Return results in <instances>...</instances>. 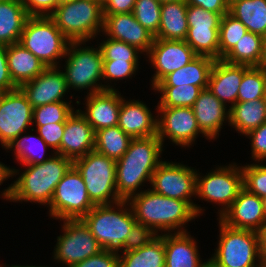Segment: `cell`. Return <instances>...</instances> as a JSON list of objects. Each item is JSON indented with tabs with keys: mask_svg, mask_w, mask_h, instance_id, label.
<instances>
[{
	"mask_svg": "<svg viewBox=\"0 0 266 267\" xmlns=\"http://www.w3.org/2000/svg\"><path fill=\"white\" fill-rule=\"evenodd\" d=\"M51 155L43 163L22 165L25 170L21 173L19 169L11 167V178H16V175L19 177L1 192L2 198L10 202H34L49 206L57 184L73 165L69 158L57 153Z\"/></svg>",
	"mask_w": 266,
	"mask_h": 267,
	"instance_id": "cell-1",
	"label": "cell"
},
{
	"mask_svg": "<svg viewBox=\"0 0 266 267\" xmlns=\"http://www.w3.org/2000/svg\"><path fill=\"white\" fill-rule=\"evenodd\" d=\"M127 201L136 221L149 227L156 235H160V232L161 235L163 232H188L185 226L198 217L187 201L165 197L150 188L131 196Z\"/></svg>",
	"mask_w": 266,
	"mask_h": 267,
	"instance_id": "cell-2",
	"label": "cell"
},
{
	"mask_svg": "<svg viewBox=\"0 0 266 267\" xmlns=\"http://www.w3.org/2000/svg\"><path fill=\"white\" fill-rule=\"evenodd\" d=\"M163 144L158 136L133 138L128 150L116 161V189L122 200L140 193L162 162ZM139 189V190H138Z\"/></svg>",
	"mask_w": 266,
	"mask_h": 267,
	"instance_id": "cell-3",
	"label": "cell"
},
{
	"mask_svg": "<svg viewBox=\"0 0 266 267\" xmlns=\"http://www.w3.org/2000/svg\"><path fill=\"white\" fill-rule=\"evenodd\" d=\"M81 220L103 250L116 252L123 247L132 226L137 222L127 200L95 205Z\"/></svg>",
	"mask_w": 266,
	"mask_h": 267,
	"instance_id": "cell-4",
	"label": "cell"
},
{
	"mask_svg": "<svg viewBox=\"0 0 266 267\" xmlns=\"http://www.w3.org/2000/svg\"><path fill=\"white\" fill-rule=\"evenodd\" d=\"M49 17L71 42L88 43L101 35L104 27L103 4L100 1L64 2Z\"/></svg>",
	"mask_w": 266,
	"mask_h": 267,
	"instance_id": "cell-5",
	"label": "cell"
},
{
	"mask_svg": "<svg viewBox=\"0 0 266 267\" xmlns=\"http://www.w3.org/2000/svg\"><path fill=\"white\" fill-rule=\"evenodd\" d=\"M86 41H72L69 43L64 64V76L68 89L76 91L87 90L93 94L105 90L103 80V56L98 46H82ZM89 91V92H88Z\"/></svg>",
	"mask_w": 266,
	"mask_h": 267,
	"instance_id": "cell-6",
	"label": "cell"
},
{
	"mask_svg": "<svg viewBox=\"0 0 266 267\" xmlns=\"http://www.w3.org/2000/svg\"><path fill=\"white\" fill-rule=\"evenodd\" d=\"M70 42L49 16H29L19 41L46 67L61 66Z\"/></svg>",
	"mask_w": 266,
	"mask_h": 267,
	"instance_id": "cell-7",
	"label": "cell"
},
{
	"mask_svg": "<svg viewBox=\"0 0 266 267\" xmlns=\"http://www.w3.org/2000/svg\"><path fill=\"white\" fill-rule=\"evenodd\" d=\"M219 220V240L209 267H253L259 262L257 231L236 229Z\"/></svg>",
	"mask_w": 266,
	"mask_h": 267,
	"instance_id": "cell-8",
	"label": "cell"
},
{
	"mask_svg": "<svg viewBox=\"0 0 266 267\" xmlns=\"http://www.w3.org/2000/svg\"><path fill=\"white\" fill-rule=\"evenodd\" d=\"M86 185L94 205H109L122 201L116 189V161L95 150L73 161Z\"/></svg>",
	"mask_w": 266,
	"mask_h": 267,
	"instance_id": "cell-9",
	"label": "cell"
},
{
	"mask_svg": "<svg viewBox=\"0 0 266 267\" xmlns=\"http://www.w3.org/2000/svg\"><path fill=\"white\" fill-rule=\"evenodd\" d=\"M197 172L196 197L221 207L218 219L229 209L243 186V171L237 163L216 166L208 174L201 176Z\"/></svg>",
	"mask_w": 266,
	"mask_h": 267,
	"instance_id": "cell-10",
	"label": "cell"
},
{
	"mask_svg": "<svg viewBox=\"0 0 266 267\" xmlns=\"http://www.w3.org/2000/svg\"><path fill=\"white\" fill-rule=\"evenodd\" d=\"M94 206L80 172L72 165L57 184L47 207L50 218L61 221L82 219Z\"/></svg>",
	"mask_w": 266,
	"mask_h": 267,
	"instance_id": "cell-11",
	"label": "cell"
},
{
	"mask_svg": "<svg viewBox=\"0 0 266 267\" xmlns=\"http://www.w3.org/2000/svg\"><path fill=\"white\" fill-rule=\"evenodd\" d=\"M169 161H162L154 171L150 189L160 195L187 201L195 210L198 217L205 209L192 201L196 197L197 169ZM203 212V213H202Z\"/></svg>",
	"mask_w": 266,
	"mask_h": 267,
	"instance_id": "cell-12",
	"label": "cell"
},
{
	"mask_svg": "<svg viewBox=\"0 0 266 267\" xmlns=\"http://www.w3.org/2000/svg\"><path fill=\"white\" fill-rule=\"evenodd\" d=\"M61 221L64 223L61 225L62 235L57 236L53 250L52 258L55 262L65 264V267H73L103 250L81 219Z\"/></svg>",
	"mask_w": 266,
	"mask_h": 267,
	"instance_id": "cell-13",
	"label": "cell"
},
{
	"mask_svg": "<svg viewBox=\"0 0 266 267\" xmlns=\"http://www.w3.org/2000/svg\"><path fill=\"white\" fill-rule=\"evenodd\" d=\"M188 31L185 42L198 56L219 60V26L221 16L199 6L187 7Z\"/></svg>",
	"mask_w": 266,
	"mask_h": 267,
	"instance_id": "cell-14",
	"label": "cell"
},
{
	"mask_svg": "<svg viewBox=\"0 0 266 267\" xmlns=\"http://www.w3.org/2000/svg\"><path fill=\"white\" fill-rule=\"evenodd\" d=\"M33 106L18 87L0 94V144L6 149L11 142L32 126Z\"/></svg>",
	"mask_w": 266,
	"mask_h": 267,
	"instance_id": "cell-15",
	"label": "cell"
},
{
	"mask_svg": "<svg viewBox=\"0 0 266 267\" xmlns=\"http://www.w3.org/2000/svg\"><path fill=\"white\" fill-rule=\"evenodd\" d=\"M157 136L164 146L169 139L181 147H191L201 132L191 107H157ZM191 145V146H190Z\"/></svg>",
	"mask_w": 266,
	"mask_h": 267,
	"instance_id": "cell-16",
	"label": "cell"
},
{
	"mask_svg": "<svg viewBox=\"0 0 266 267\" xmlns=\"http://www.w3.org/2000/svg\"><path fill=\"white\" fill-rule=\"evenodd\" d=\"M156 70L152 76V89L168 74L186 66L197 55L184 40H163L154 38L146 54Z\"/></svg>",
	"mask_w": 266,
	"mask_h": 267,
	"instance_id": "cell-17",
	"label": "cell"
},
{
	"mask_svg": "<svg viewBox=\"0 0 266 267\" xmlns=\"http://www.w3.org/2000/svg\"><path fill=\"white\" fill-rule=\"evenodd\" d=\"M60 68L47 67L36 78L19 87L33 108L53 102H67L63 98L69 89Z\"/></svg>",
	"mask_w": 266,
	"mask_h": 267,
	"instance_id": "cell-18",
	"label": "cell"
},
{
	"mask_svg": "<svg viewBox=\"0 0 266 267\" xmlns=\"http://www.w3.org/2000/svg\"><path fill=\"white\" fill-rule=\"evenodd\" d=\"M102 34L110 39L123 41L136 47L143 54L150 50L154 36L134 17L133 13L103 14Z\"/></svg>",
	"mask_w": 266,
	"mask_h": 267,
	"instance_id": "cell-19",
	"label": "cell"
},
{
	"mask_svg": "<svg viewBox=\"0 0 266 267\" xmlns=\"http://www.w3.org/2000/svg\"><path fill=\"white\" fill-rule=\"evenodd\" d=\"M219 219L229 227L257 232L266 223L261 198L244 187Z\"/></svg>",
	"mask_w": 266,
	"mask_h": 267,
	"instance_id": "cell-20",
	"label": "cell"
},
{
	"mask_svg": "<svg viewBox=\"0 0 266 267\" xmlns=\"http://www.w3.org/2000/svg\"><path fill=\"white\" fill-rule=\"evenodd\" d=\"M122 95L118 90H104L88 94L85 111L77 109L96 132L103 128L118 125Z\"/></svg>",
	"mask_w": 266,
	"mask_h": 267,
	"instance_id": "cell-21",
	"label": "cell"
},
{
	"mask_svg": "<svg viewBox=\"0 0 266 267\" xmlns=\"http://www.w3.org/2000/svg\"><path fill=\"white\" fill-rule=\"evenodd\" d=\"M248 65L229 64L222 59L215 60L208 81V90L229 108L238 102V91Z\"/></svg>",
	"mask_w": 266,
	"mask_h": 267,
	"instance_id": "cell-22",
	"label": "cell"
},
{
	"mask_svg": "<svg viewBox=\"0 0 266 267\" xmlns=\"http://www.w3.org/2000/svg\"><path fill=\"white\" fill-rule=\"evenodd\" d=\"M94 147L95 131L80 112L75 110L65 122L61 155L74 161L93 151Z\"/></svg>",
	"mask_w": 266,
	"mask_h": 267,
	"instance_id": "cell-23",
	"label": "cell"
},
{
	"mask_svg": "<svg viewBox=\"0 0 266 267\" xmlns=\"http://www.w3.org/2000/svg\"><path fill=\"white\" fill-rule=\"evenodd\" d=\"M192 108L206 140H215L223 125L225 126L224 123L228 122L229 125V107L218 100L208 88L200 92Z\"/></svg>",
	"mask_w": 266,
	"mask_h": 267,
	"instance_id": "cell-24",
	"label": "cell"
},
{
	"mask_svg": "<svg viewBox=\"0 0 266 267\" xmlns=\"http://www.w3.org/2000/svg\"><path fill=\"white\" fill-rule=\"evenodd\" d=\"M139 100L122 98L118 127L132 138L157 136V116Z\"/></svg>",
	"mask_w": 266,
	"mask_h": 267,
	"instance_id": "cell-25",
	"label": "cell"
},
{
	"mask_svg": "<svg viewBox=\"0 0 266 267\" xmlns=\"http://www.w3.org/2000/svg\"><path fill=\"white\" fill-rule=\"evenodd\" d=\"M163 241L165 267H209V259L202 261L197 241L190 232L163 233Z\"/></svg>",
	"mask_w": 266,
	"mask_h": 267,
	"instance_id": "cell-26",
	"label": "cell"
},
{
	"mask_svg": "<svg viewBox=\"0 0 266 267\" xmlns=\"http://www.w3.org/2000/svg\"><path fill=\"white\" fill-rule=\"evenodd\" d=\"M7 64L13 83L20 87L41 74L47 67L20 43L6 46Z\"/></svg>",
	"mask_w": 266,
	"mask_h": 267,
	"instance_id": "cell-27",
	"label": "cell"
},
{
	"mask_svg": "<svg viewBox=\"0 0 266 267\" xmlns=\"http://www.w3.org/2000/svg\"><path fill=\"white\" fill-rule=\"evenodd\" d=\"M214 62L210 57L197 55L186 66L165 76L156 86L193 85L206 89Z\"/></svg>",
	"mask_w": 266,
	"mask_h": 267,
	"instance_id": "cell-28",
	"label": "cell"
},
{
	"mask_svg": "<svg viewBox=\"0 0 266 267\" xmlns=\"http://www.w3.org/2000/svg\"><path fill=\"white\" fill-rule=\"evenodd\" d=\"M187 7L185 0L162 3L159 30L154 38L185 40L188 31Z\"/></svg>",
	"mask_w": 266,
	"mask_h": 267,
	"instance_id": "cell-29",
	"label": "cell"
},
{
	"mask_svg": "<svg viewBox=\"0 0 266 267\" xmlns=\"http://www.w3.org/2000/svg\"><path fill=\"white\" fill-rule=\"evenodd\" d=\"M28 17L22 0L0 1V44L19 43Z\"/></svg>",
	"mask_w": 266,
	"mask_h": 267,
	"instance_id": "cell-30",
	"label": "cell"
},
{
	"mask_svg": "<svg viewBox=\"0 0 266 267\" xmlns=\"http://www.w3.org/2000/svg\"><path fill=\"white\" fill-rule=\"evenodd\" d=\"M229 109V126L244 136L266 123V98L237 102Z\"/></svg>",
	"mask_w": 266,
	"mask_h": 267,
	"instance_id": "cell-31",
	"label": "cell"
},
{
	"mask_svg": "<svg viewBox=\"0 0 266 267\" xmlns=\"http://www.w3.org/2000/svg\"><path fill=\"white\" fill-rule=\"evenodd\" d=\"M120 253L119 267H165L163 234L156 235L139 249Z\"/></svg>",
	"mask_w": 266,
	"mask_h": 267,
	"instance_id": "cell-32",
	"label": "cell"
},
{
	"mask_svg": "<svg viewBox=\"0 0 266 267\" xmlns=\"http://www.w3.org/2000/svg\"><path fill=\"white\" fill-rule=\"evenodd\" d=\"M252 32L266 36V0H235L229 4V12Z\"/></svg>",
	"mask_w": 266,
	"mask_h": 267,
	"instance_id": "cell-33",
	"label": "cell"
},
{
	"mask_svg": "<svg viewBox=\"0 0 266 267\" xmlns=\"http://www.w3.org/2000/svg\"><path fill=\"white\" fill-rule=\"evenodd\" d=\"M27 134L25 132L22 133L5 149L7 151H14L15 159L18 163L21 165L40 164L52 157L51 155L45 156L46 151H48L47 149L50 147L39 134L30 135L28 132Z\"/></svg>",
	"mask_w": 266,
	"mask_h": 267,
	"instance_id": "cell-34",
	"label": "cell"
},
{
	"mask_svg": "<svg viewBox=\"0 0 266 267\" xmlns=\"http://www.w3.org/2000/svg\"><path fill=\"white\" fill-rule=\"evenodd\" d=\"M263 46V36L247 31L222 60L229 64L260 66Z\"/></svg>",
	"mask_w": 266,
	"mask_h": 267,
	"instance_id": "cell-35",
	"label": "cell"
},
{
	"mask_svg": "<svg viewBox=\"0 0 266 267\" xmlns=\"http://www.w3.org/2000/svg\"><path fill=\"white\" fill-rule=\"evenodd\" d=\"M132 139L118 125L103 128L95 132L94 150L117 161L128 150Z\"/></svg>",
	"mask_w": 266,
	"mask_h": 267,
	"instance_id": "cell-36",
	"label": "cell"
},
{
	"mask_svg": "<svg viewBox=\"0 0 266 267\" xmlns=\"http://www.w3.org/2000/svg\"><path fill=\"white\" fill-rule=\"evenodd\" d=\"M153 90L161 94L156 107H193L202 89L193 85L155 86Z\"/></svg>",
	"mask_w": 266,
	"mask_h": 267,
	"instance_id": "cell-37",
	"label": "cell"
},
{
	"mask_svg": "<svg viewBox=\"0 0 266 267\" xmlns=\"http://www.w3.org/2000/svg\"><path fill=\"white\" fill-rule=\"evenodd\" d=\"M266 98V80L260 66H251L244 74L238 91V102Z\"/></svg>",
	"mask_w": 266,
	"mask_h": 267,
	"instance_id": "cell-38",
	"label": "cell"
},
{
	"mask_svg": "<svg viewBox=\"0 0 266 267\" xmlns=\"http://www.w3.org/2000/svg\"><path fill=\"white\" fill-rule=\"evenodd\" d=\"M247 32L246 26L229 13L224 14L219 26V59H223Z\"/></svg>",
	"mask_w": 266,
	"mask_h": 267,
	"instance_id": "cell-39",
	"label": "cell"
},
{
	"mask_svg": "<svg viewBox=\"0 0 266 267\" xmlns=\"http://www.w3.org/2000/svg\"><path fill=\"white\" fill-rule=\"evenodd\" d=\"M70 102H53L33 108L32 124L45 126L46 124L65 123L75 111Z\"/></svg>",
	"mask_w": 266,
	"mask_h": 267,
	"instance_id": "cell-40",
	"label": "cell"
},
{
	"mask_svg": "<svg viewBox=\"0 0 266 267\" xmlns=\"http://www.w3.org/2000/svg\"><path fill=\"white\" fill-rule=\"evenodd\" d=\"M132 13L135 19L154 37L160 24L161 3L157 0H136Z\"/></svg>",
	"mask_w": 266,
	"mask_h": 267,
	"instance_id": "cell-41",
	"label": "cell"
},
{
	"mask_svg": "<svg viewBox=\"0 0 266 267\" xmlns=\"http://www.w3.org/2000/svg\"><path fill=\"white\" fill-rule=\"evenodd\" d=\"M139 61H116L103 60V82L106 83L105 90H117L113 83L115 81L132 78L138 72ZM137 71V72H136ZM110 79V80H109ZM110 83H108L107 81ZM106 81V82H105ZM109 84V85H108Z\"/></svg>",
	"mask_w": 266,
	"mask_h": 267,
	"instance_id": "cell-42",
	"label": "cell"
},
{
	"mask_svg": "<svg viewBox=\"0 0 266 267\" xmlns=\"http://www.w3.org/2000/svg\"><path fill=\"white\" fill-rule=\"evenodd\" d=\"M99 43L103 60H116V61H139L140 54H143L136 47L131 46L123 41L104 38Z\"/></svg>",
	"mask_w": 266,
	"mask_h": 267,
	"instance_id": "cell-43",
	"label": "cell"
},
{
	"mask_svg": "<svg viewBox=\"0 0 266 267\" xmlns=\"http://www.w3.org/2000/svg\"><path fill=\"white\" fill-rule=\"evenodd\" d=\"M243 171V186L249 192L262 198L266 196V165L253 162L241 166Z\"/></svg>",
	"mask_w": 266,
	"mask_h": 267,
	"instance_id": "cell-44",
	"label": "cell"
},
{
	"mask_svg": "<svg viewBox=\"0 0 266 267\" xmlns=\"http://www.w3.org/2000/svg\"><path fill=\"white\" fill-rule=\"evenodd\" d=\"M155 236L156 234L149 227L136 222L132 226L123 247L118 253L139 249L146 245Z\"/></svg>",
	"mask_w": 266,
	"mask_h": 267,
	"instance_id": "cell-45",
	"label": "cell"
},
{
	"mask_svg": "<svg viewBox=\"0 0 266 267\" xmlns=\"http://www.w3.org/2000/svg\"><path fill=\"white\" fill-rule=\"evenodd\" d=\"M36 128V132L53 149L52 151L61 155V140L65 123L46 124L45 126H36Z\"/></svg>",
	"mask_w": 266,
	"mask_h": 267,
	"instance_id": "cell-46",
	"label": "cell"
},
{
	"mask_svg": "<svg viewBox=\"0 0 266 267\" xmlns=\"http://www.w3.org/2000/svg\"><path fill=\"white\" fill-rule=\"evenodd\" d=\"M251 141V157L255 162L266 161V123L245 135Z\"/></svg>",
	"mask_w": 266,
	"mask_h": 267,
	"instance_id": "cell-47",
	"label": "cell"
},
{
	"mask_svg": "<svg viewBox=\"0 0 266 267\" xmlns=\"http://www.w3.org/2000/svg\"><path fill=\"white\" fill-rule=\"evenodd\" d=\"M73 267H119V253L111 250H102Z\"/></svg>",
	"mask_w": 266,
	"mask_h": 267,
	"instance_id": "cell-48",
	"label": "cell"
},
{
	"mask_svg": "<svg viewBox=\"0 0 266 267\" xmlns=\"http://www.w3.org/2000/svg\"><path fill=\"white\" fill-rule=\"evenodd\" d=\"M28 16H50L58 7V0H22Z\"/></svg>",
	"mask_w": 266,
	"mask_h": 267,
	"instance_id": "cell-49",
	"label": "cell"
},
{
	"mask_svg": "<svg viewBox=\"0 0 266 267\" xmlns=\"http://www.w3.org/2000/svg\"><path fill=\"white\" fill-rule=\"evenodd\" d=\"M18 88L11 79L8 64L6 45L0 44V92L12 91Z\"/></svg>",
	"mask_w": 266,
	"mask_h": 267,
	"instance_id": "cell-50",
	"label": "cell"
},
{
	"mask_svg": "<svg viewBox=\"0 0 266 267\" xmlns=\"http://www.w3.org/2000/svg\"><path fill=\"white\" fill-rule=\"evenodd\" d=\"M188 5L199 6L205 10L218 13L221 17L229 12L226 0H185Z\"/></svg>",
	"mask_w": 266,
	"mask_h": 267,
	"instance_id": "cell-51",
	"label": "cell"
},
{
	"mask_svg": "<svg viewBox=\"0 0 266 267\" xmlns=\"http://www.w3.org/2000/svg\"><path fill=\"white\" fill-rule=\"evenodd\" d=\"M136 0H106L103 14L132 13Z\"/></svg>",
	"mask_w": 266,
	"mask_h": 267,
	"instance_id": "cell-52",
	"label": "cell"
},
{
	"mask_svg": "<svg viewBox=\"0 0 266 267\" xmlns=\"http://www.w3.org/2000/svg\"><path fill=\"white\" fill-rule=\"evenodd\" d=\"M259 236V260L266 264V223L258 231Z\"/></svg>",
	"mask_w": 266,
	"mask_h": 267,
	"instance_id": "cell-53",
	"label": "cell"
},
{
	"mask_svg": "<svg viewBox=\"0 0 266 267\" xmlns=\"http://www.w3.org/2000/svg\"><path fill=\"white\" fill-rule=\"evenodd\" d=\"M11 177V169L10 166L8 167L4 163L0 161V185L3 184V182L8 180V178Z\"/></svg>",
	"mask_w": 266,
	"mask_h": 267,
	"instance_id": "cell-54",
	"label": "cell"
},
{
	"mask_svg": "<svg viewBox=\"0 0 266 267\" xmlns=\"http://www.w3.org/2000/svg\"><path fill=\"white\" fill-rule=\"evenodd\" d=\"M261 65H266V36L264 37L263 57H262Z\"/></svg>",
	"mask_w": 266,
	"mask_h": 267,
	"instance_id": "cell-55",
	"label": "cell"
},
{
	"mask_svg": "<svg viewBox=\"0 0 266 267\" xmlns=\"http://www.w3.org/2000/svg\"><path fill=\"white\" fill-rule=\"evenodd\" d=\"M261 200H262L263 211L266 216V196L262 197Z\"/></svg>",
	"mask_w": 266,
	"mask_h": 267,
	"instance_id": "cell-56",
	"label": "cell"
},
{
	"mask_svg": "<svg viewBox=\"0 0 266 267\" xmlns=\"http://www.w3.org/2000/svg\"><path fill=\"white\" fill-rule=\"evenodd\" d=\"M16 266L17 267H52V266H42V265L41 266H35V265L34 266L33 265L32 266H30V265H25V266H23V265H16Z\"/></svg>",
	"mask_w": 266,
	"mask_h": 267,
	"instance_id": "cell-57",
	"label": "cell"
},
{
	"mask_svg": "<svg viewBox=\"0 0 266 267\" xmlns=\"http://www.w3.org/2000/svg\"><path fill=\"white\" fill-rule=\"evenodd\" d=\"M253 267H266V264H263L262 262H257Z\"/></svg>",
	"mask_w": 266,
	"mask_h": 267,
	"instance_id": "cell-58",
	"label": "cell"
},
{
	"mask_svg": "<svg viewBox=\"0 0 266 267\" xmlns=\"http://www.w3.org/2000/svg\"><path fill=\"white\" fill-rule=\"evenodd\" d=\"M157 1H159L162 4V3L173 2V1H178V0H157Z\"/></svg>",
	"mask_w": 266,
	"mask_h": 267,
	"instance_id": "cell-59",
	"label": "cell"
},
{
	"mask_svg": "<svg viewBox=\"0 0 266 267\" xmlns=\"http://www.w3.org/2000/svg\"><path fill=\"white\" fill-rule=\"evenodd\" d=\"M261 69L263 70L264 72V75H265V80H266V65H260Z\"/></svg>",
	"mask_w": 266,
	"mask_h": 267,
	"instance_id": "cell-60",
	"label": "cell"
},
{
	"mask_svg": "<svg viewBox=\"0 0 266 267\" xmlns=\"http://www.w3.org/2000/svg\"><path fill=\"white\" fill-rule=\"evenodd\" d=\"M0 267H17V266L16 265H11V266L10 265H7L6 266V264L5 265L0 264Z\"/></svg>",
	"mask_w": 266,
	"mask_h": 267,
	"instance_id": "cell-61",
	"label": "cell"
},
{
	"mask_svg": "<svg viewBox=\"0 0 266 267\" xmlns=\"http://www.w3.org/2000/svg\"><path fill=\"white\" fill-rule=\"evenodd\" d=\"M68 1H71V0H58V5L64 2H68Z\"/></svg>",
	"mask_w": 266,
	"mask_h": 267,
	"instance_id": "cell-62",
	"label": "cell"
},
{
	"mask_svg": "<svg viewBox=\"0 0 266 267\" xmlns=\"http://www.w3.org/2000/svg\"><path fill=\"white\" fill-rule=\"evenodd\" d=\"M233 1H235V0H226V2H227L228 4H231Z\"/></svg>",
	"mask_w": 266,
	"mask_h": 267,
	"instance_id": "cell-63",
	"label": "cell"
}]
</instances>
